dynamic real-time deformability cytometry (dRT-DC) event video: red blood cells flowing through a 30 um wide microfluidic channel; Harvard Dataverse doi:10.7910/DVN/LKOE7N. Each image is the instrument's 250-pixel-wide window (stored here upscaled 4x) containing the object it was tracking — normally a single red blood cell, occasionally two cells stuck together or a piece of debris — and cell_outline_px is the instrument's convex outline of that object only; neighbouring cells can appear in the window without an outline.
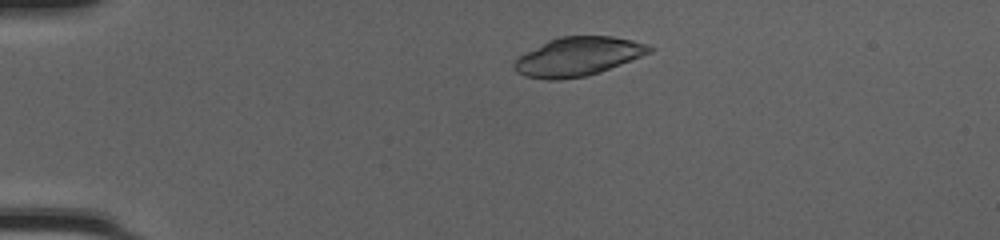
{"species": "common noctule bat (a hibernating species)", "species_latin": "Nyctalus noctula", "temperature_condition": "cold", "stored_images_in_passage": 46, "camera_frame_rate_fps": 3000, "um_per_image_px": 0.085, "animal": {"sex": "female", "body_mass_g": 20.0, "forearm_length_mm": 54.0}, "frame": {"image": 1, "passage_image": 8, "time_ms": 2.333, "image_size_px": [1000, 240], "cell_outline_px": [[656, 48], [652, 52], [600, 72], [584, 76], [560, 80], [548, 80], [524, 76], [516, 72], [512, 68], [512, 64], [520, 56], [548, 40], [560, 36], [612, 36], [632, 40], [648, 44]], "centroid_in_image_um": [49.13, 4.81], "position_along_channel_um": 35.9, "area_um2": 30.58}}